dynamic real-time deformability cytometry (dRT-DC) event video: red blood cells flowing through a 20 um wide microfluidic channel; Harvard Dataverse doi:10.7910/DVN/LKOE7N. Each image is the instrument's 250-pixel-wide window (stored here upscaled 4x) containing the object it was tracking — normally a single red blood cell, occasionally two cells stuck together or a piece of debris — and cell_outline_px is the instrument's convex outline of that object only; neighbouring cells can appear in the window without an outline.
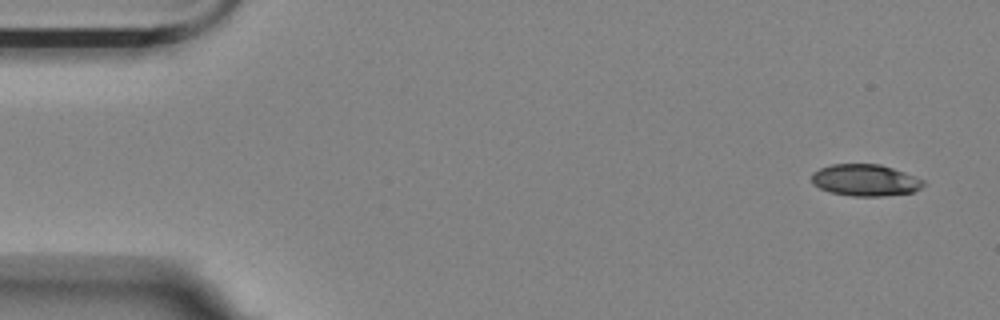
{"species": "Egyptian fruit bat (a non-hibernating species)", "species_latin": "Rousettus aegyptiacus", "temperature_condition": "room temperature", "stored_images_in_passage": 3, "camera_frame_rate_fps": 3000, "um_per_image_px": 0.085, "animal": {"sex": "female"}, "frame": {"image": 1, "passage_image": 1, "time_ms": 0.0, "image_size_px": [1000, 320], "cell_outline_px": [[928, 184], [912, 192], [884, 196], [852, 196], [832, 192], [820, 188], [812, 184], [812, 172], [820, 168], [832, 164], [880, 164], [904, 172], [924, 180]], "centroid_in_image_um": [73.56, 15.31], "position_along_channel_um": 11.4, "area_um2": 20.63}}